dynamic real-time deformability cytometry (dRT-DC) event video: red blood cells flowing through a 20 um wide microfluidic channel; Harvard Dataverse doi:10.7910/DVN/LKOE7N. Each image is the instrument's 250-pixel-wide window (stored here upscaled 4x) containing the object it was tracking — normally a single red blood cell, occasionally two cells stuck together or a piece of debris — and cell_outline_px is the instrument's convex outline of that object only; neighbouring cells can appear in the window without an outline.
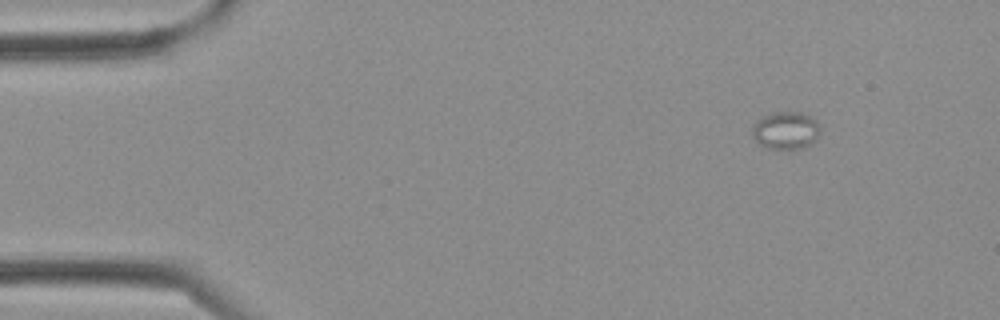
{"species": "Egyptian fruit bat (a non-hibernating species)", "species_latin": "Rousettus aegyptiacus", "temperature_condition": "cold", "stored_images_in_passage": 3, "camera_frame_rate_fps": 3000, "um_per_image_px": 0.085, "frame": {"image": 1, "passage_image": 1, "time_ms": 0.0, "image_size_px": [1000, 320], "cell_outline_px": [[820, 132], [816, 140], [800, 148], [768, 148], [760, 144], [752, 136], [752, 128], [760, 116], [772, 112], [804, 112], [816, 120], [820, 128]], "centroid_in_image_um": [66.79, 11.05], "position_along_channel_um": 18.2, "area_um2": 14.85}}